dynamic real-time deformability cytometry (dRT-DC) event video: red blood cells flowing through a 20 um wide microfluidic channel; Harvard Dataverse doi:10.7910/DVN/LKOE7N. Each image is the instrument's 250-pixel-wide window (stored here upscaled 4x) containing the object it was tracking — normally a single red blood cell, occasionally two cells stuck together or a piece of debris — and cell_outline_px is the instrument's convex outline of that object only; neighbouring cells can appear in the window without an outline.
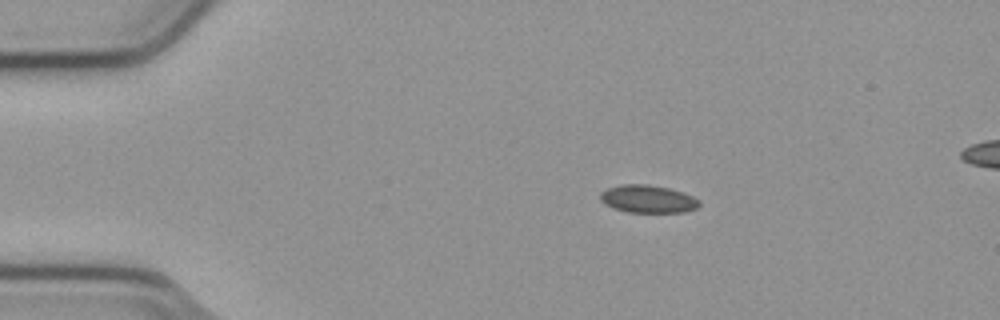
{"species": "common noctule bat (a hibernating species)", "species_latin": "Nyctalus noctula", "temperature_condition": "cold", "stored_images_in_passage": 46, "segment_of_instrument_passage": [1, 2], "camera_frame_rate_fps": 3000, "um_per_image_px": 0.085, "animal": {"sex": "male", "body_mass_g": 23.1, "forearm_length_mm": 52.7}, "frame": {"image": 1, "passage_image": 1, "time_ms": 0.0, "image_size_px": [1000, 320], "cell_outline_px": [[700, 204], [696, 208], [684, 212], [628, 212], [612, 208], [604, 204], [600, 200], [600, 192], [608, 188], [620, 184], [648, 184], [668, 188], [684, 192], [700, 200]], "centroid_in_image_um": [55.05, 16.91], "position_along_channel_um": 30.0, "area_um2": 16.13}}
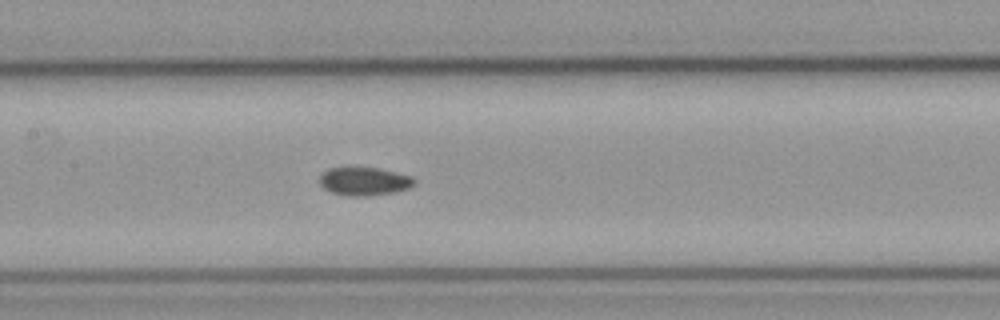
{"frame": {"image": 2, "passage_image": 17, "time_ms": 5.333, "image_size_px": [1000, 320], "cell_outline_px": [[416, 180], [408, 188], [392, 192], [368, 196], [340, 196], [324, 188], [320, 184], [320, 176], [328, 168], [380, 168], [412, 176]], "centroid_in_image_um": [30.94, 15.42], "position_along_channel_um": 176.5, "area_um2": 15.49}}
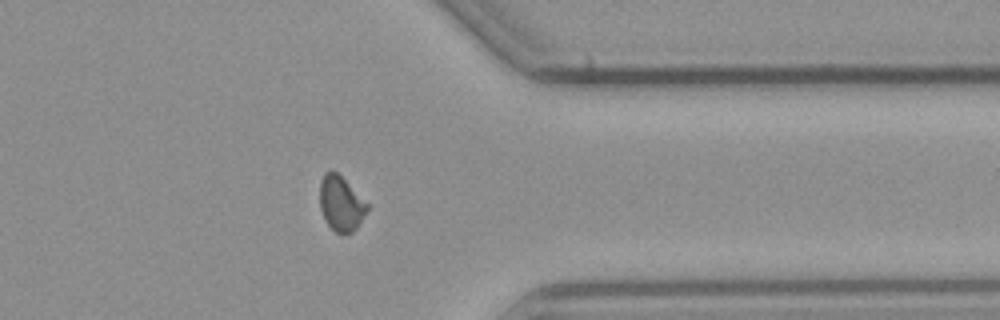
{"frame": {"image": 3, "passage_image": 34, "time_ms": 11.0, "image_size_px": [1000, 320], "cell_outline_px": [[368, 212], [356, 228], [352, 232], [336, 232], [324, 220], [320, 208], [320, 180], [324, 172], [328, 168], [332, 168], [368, 204]], "centroid_in_image_um": [28.95, 17.27], "position_along_channel_um": 382.4, "area_um2": 15.09}}